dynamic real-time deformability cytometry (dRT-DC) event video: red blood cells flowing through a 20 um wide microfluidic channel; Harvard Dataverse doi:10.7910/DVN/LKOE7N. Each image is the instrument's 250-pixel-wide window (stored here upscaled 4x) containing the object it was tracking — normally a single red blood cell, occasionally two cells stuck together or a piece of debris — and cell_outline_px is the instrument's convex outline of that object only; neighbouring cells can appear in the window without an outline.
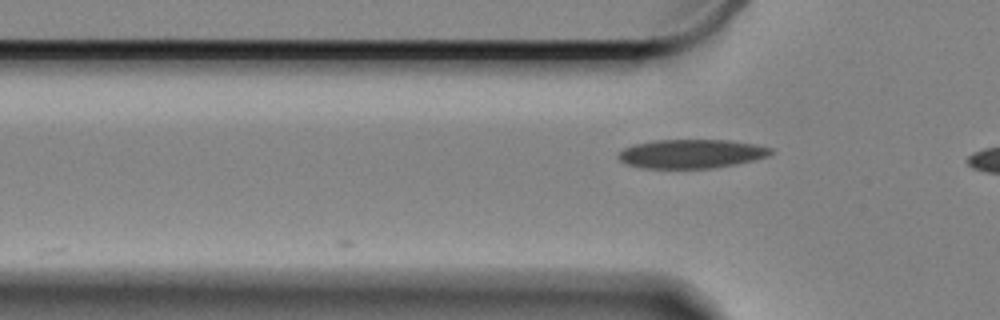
{"species": "Egyptian fruit bat (a non-hibernating species)", "species_latin": "Rousettus aegyptiacus", "temperature_condition": "cold", "stored_images_in_passage": 8, "camera_frame_rate_fps": 3000, "um_per_image_px": 0.085, "animal": {"sex": "female"}, "frame": {"image": 1, "passage_image": 8, "time_ms": 2.333, "image_size_px": [1000, 320], "cell_outline_px": [[776, 152], [768, 156], [752, 160], [712, 168], [644, 168], [628, 164], [620, 160], [620, 152], [624, 148], [636, 144], [652, 140], [728, 140], [756, 144], [776, 148]], "centroid_in_image_um": [58.84, 13.06], "position_along_channel_um": 67.0, "area_um2": 25.55}}